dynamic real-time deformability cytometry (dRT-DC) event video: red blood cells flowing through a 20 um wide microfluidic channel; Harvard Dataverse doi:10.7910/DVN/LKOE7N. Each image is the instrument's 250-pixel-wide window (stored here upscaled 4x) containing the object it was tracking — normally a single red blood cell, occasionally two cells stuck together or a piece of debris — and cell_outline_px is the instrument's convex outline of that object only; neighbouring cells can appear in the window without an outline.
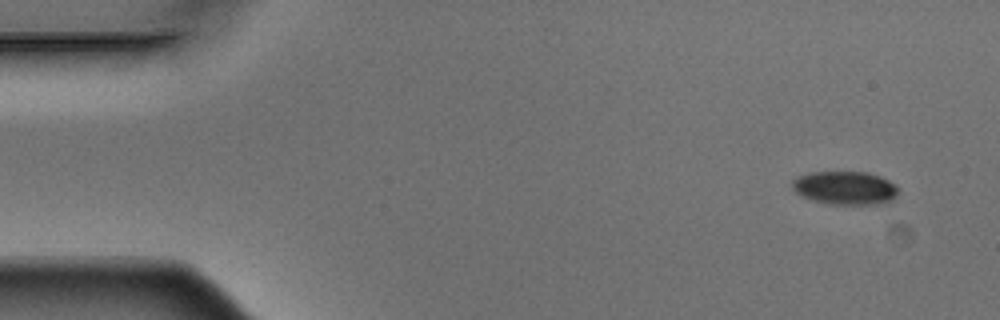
{"species": "Egyptian fruit bat (a non-hibernating species)", "species_latin": "Rousettus aegyptiacus", "temperature_condition": "warm", "stored_images_in_passage": 5, "camera_frame_rate_fps": 3000, "um_per_image_px": 0.085, "animal": {"sex": "male"}, "frame": {"image": 1, "passage_image": 1, "time_ms": 0.0, "image_size_px": [1000, 320], "cell_outline_px": [[900, 188], [896, 196], [888, 204], [828, 204], [812, 200], [796, 192], [792, 188], [792, 180], [796, 176], [812, 172], [868, 172], [880, 176], [896, 184]], "centroid_in_image_um": [71.88, 15.97], "position_along_channel_um": 13.1, "area_um2": 20.92}}
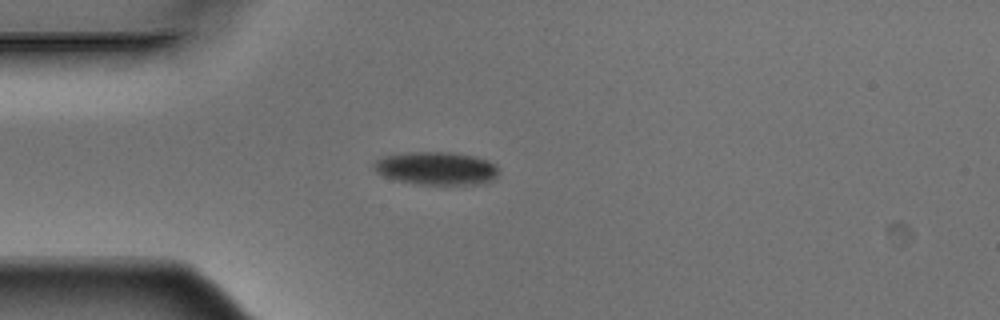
{"frame": {"image": 2, "passage_image": 4, "time_ms": 1.0, "image_size_px": [1000, 320], "cell_outline_px": [[500, 168], [496, 176], [492, 180], [484, 184], [416, 184], [396, 180], [384, 176], [376, 172], [372, 168], [372, 164], [376, 160], [384, 156], [404, 152], [452, 152], [476, 156], [488, 160], [496, 164]], "centroid_in_image_um": [37.1, 14.3], "position_along_channel_um": 47.9, "area_um2": 24.39}}